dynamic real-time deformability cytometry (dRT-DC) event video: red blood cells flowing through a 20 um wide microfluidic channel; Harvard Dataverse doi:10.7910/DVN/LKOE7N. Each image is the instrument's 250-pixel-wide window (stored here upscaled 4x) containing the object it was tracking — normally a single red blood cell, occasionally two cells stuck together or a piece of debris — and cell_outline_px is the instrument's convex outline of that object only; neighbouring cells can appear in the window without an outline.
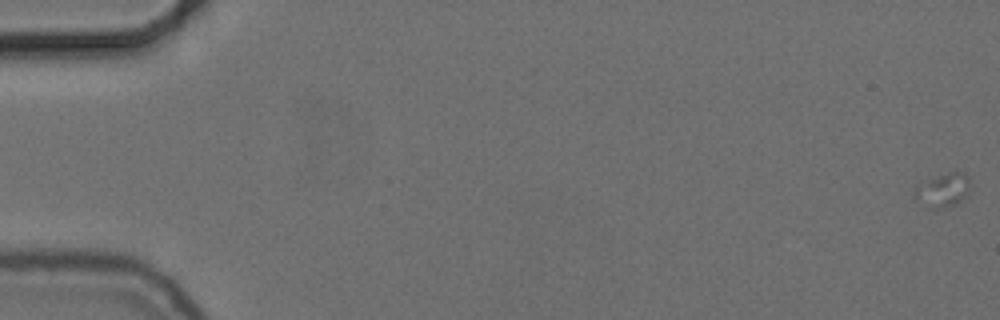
{"species": "common noctule bat (a hibernating species)", "species_latin": "Nyctalus noctula", "temperature_condition": "cold", "stored_images_in_passage": 16, "camera_frame_rate_fps": 3000, "um_per_image_px": 0.085, "animal": {"sex": "female", "body_mass_g": 24.6, "forearm_length_mm": 56.2}, "frame": {"image": 1, "passage_image": 1, "time_ms": 0.0, "image_size_px": [1000, 320], "cell_outline_px": [[968, 192], [956, 204], [944, 208], [932, 208], [912, 196], [916, 188], [924, 180], [948, 172], [964, 172], [968, 176]], "centroid_in_image_um": [80.14, 16.14], "position_along_channel_um": 4.9, "area_um2": 10.64}}